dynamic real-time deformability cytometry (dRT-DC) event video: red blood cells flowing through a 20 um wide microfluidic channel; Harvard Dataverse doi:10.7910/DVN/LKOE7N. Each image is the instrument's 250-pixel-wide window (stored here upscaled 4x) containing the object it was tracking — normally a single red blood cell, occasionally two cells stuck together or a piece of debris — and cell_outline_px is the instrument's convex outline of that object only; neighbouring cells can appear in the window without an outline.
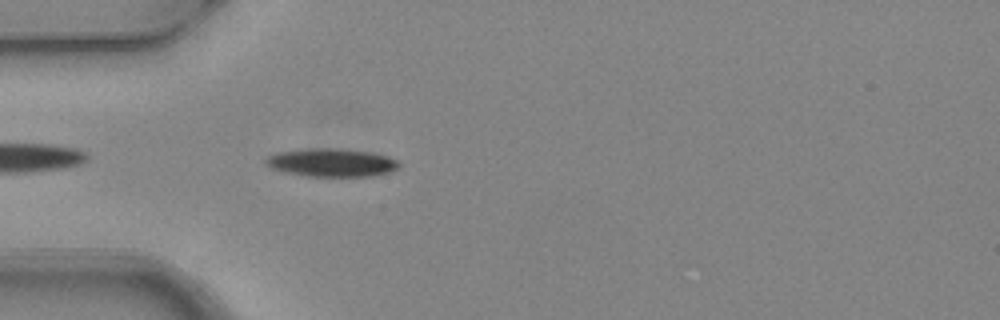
{"species": "common noctule bat (a hibernating species)", "species_latin": "Nyctalus noctula", "temperature_condition": "warm", "stored_images_in_passage": 4, "camera_frame_rate_fps": 3000, "um_per_image_px": 0.085, "animal": {"sex": "female", "body_mass_g": 24.6, "forearm_length_mm": 56.2}, "frame": {"image": 1, "passage_image": 4, "time_ms": 1.0, "image_size_px": [1000, 320], "cell_outline_px": [[400, 168], [392, 172], [372, 176], [304, 176], [284, 172], [272, 168], [264, 164], [264, 160], [268, 156], [276, 152], [304, 148], [336, 148], [372, 152], [388, 156], [396, 160], [400, 164]], "centroid_in_image_um": [28.18, 13.81], "position_along_channel_um": 56.8, "area_um2": 22.25}}